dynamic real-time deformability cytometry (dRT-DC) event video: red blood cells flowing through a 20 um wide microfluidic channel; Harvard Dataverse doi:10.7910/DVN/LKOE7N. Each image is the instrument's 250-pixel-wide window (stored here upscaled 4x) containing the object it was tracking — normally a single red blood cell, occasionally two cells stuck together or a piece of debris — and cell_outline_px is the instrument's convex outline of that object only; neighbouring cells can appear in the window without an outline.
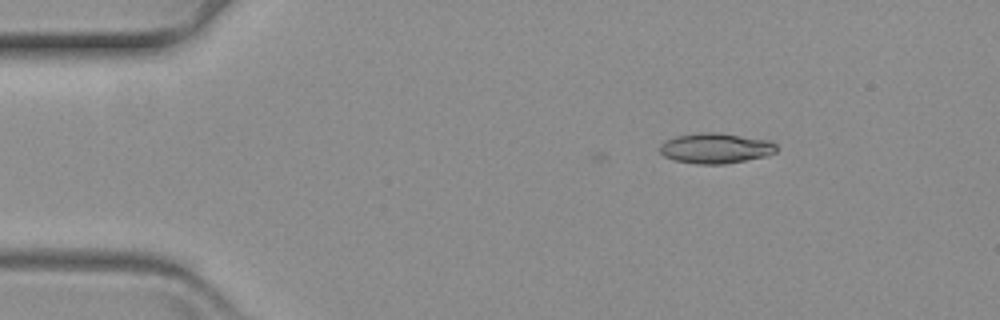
{"species": "common noctule bat (a hibernating species)", "species_latin": "Nyctalus noctula", "temperature_condition": "warm", "stored_images_in_passage": 7, "camera_frame_rate_fps": 3000, "um_per_image_px": 0.085, "animal": {"sex": "female", "body_mass_g": 19.3, "forearm_length_mm": 54.1}, "frame": {"image": 1, "passage_image": 1, "time_ms": 0.0, "image_size_px": [1000, 320], "cell_outline_px": [[776, 152], [764, 156], [724, 164], [696, 164], [676, 160], [664, 156], [660, 152], [660, 144], [676, 136], [700, 132], [720, 132], [772, 140], [776, 144]], "centroid_in_image_um": [60.85, 12.58], "position_along_channel_um": 24.1, "area_um2": 20.63}}